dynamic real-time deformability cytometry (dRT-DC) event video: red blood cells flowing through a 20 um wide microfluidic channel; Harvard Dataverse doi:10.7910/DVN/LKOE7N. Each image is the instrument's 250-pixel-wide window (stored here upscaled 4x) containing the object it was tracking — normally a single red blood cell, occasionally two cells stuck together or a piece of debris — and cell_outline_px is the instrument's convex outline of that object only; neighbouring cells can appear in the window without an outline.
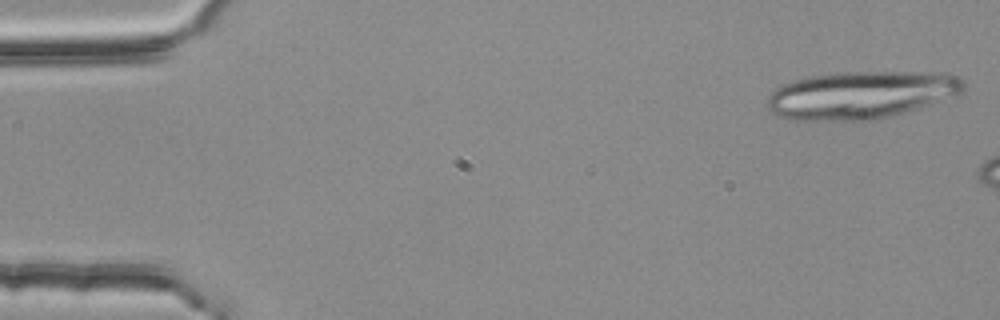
{"species": "common noctule bat (a hibernating species)", "species_latin": "Nyctalus noctula", "temperature_condition": "room temperature", "stored_images_in_passage": 5, "camera_frame_rate_fps": 3000, "um_per_image_px": 0.085, "animal": {"sex": "female", "body_mass_g": 25.1}, "frame": {"image": 1, "passage_image": 5, "time_ms": 1.333, "image_size_px": [1000, 320], "cell_outline_px": [[964, 88], [960, 92], [920, 108], [892, 116], [876, 120], [792, 120], [776, 116], [768, 108], [768, 96], [776, 88], [784, 84], [796, 80], [812, 76], [836, 72], [944, 72], [960, 76], [964, 80]], "centroid_in_image_um": [73.19, 8.07], "position_along_channel_um": 11.8, "area_um2": 54.51}}